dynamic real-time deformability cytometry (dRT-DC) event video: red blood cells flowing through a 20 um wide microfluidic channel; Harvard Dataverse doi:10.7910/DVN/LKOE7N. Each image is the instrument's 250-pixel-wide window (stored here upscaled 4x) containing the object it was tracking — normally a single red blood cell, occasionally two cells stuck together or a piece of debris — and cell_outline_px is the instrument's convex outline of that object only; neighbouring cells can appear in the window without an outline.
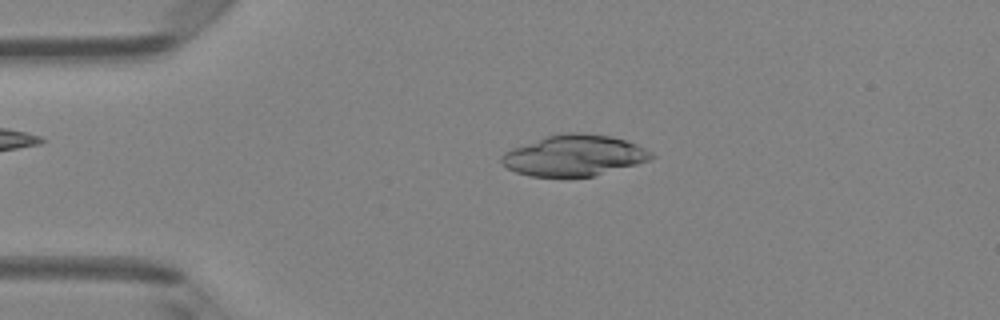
{"species": "Egyptian fruit bat (a non-hibernating species)", "species_latin": "Rousettus aegyptiacus", "temperature_condition": "room temperature", "stored_images_in_passage": 48, "camera_frame_rate_fps": 3000, "um_per_image_px": 0.085, "animal": {"sex": "female"}, "frame": {"image": 1, "passage_image": 10, "time_ms": 3.0, "image_size_px": [1000, 320], "cell_outline_px": [[656, 156], [652, 160], [592, 176], [528, 176], [516, 172], [500, 164], [500, 156], [504, 152], [512, 148], [548, 136], [568, 132], [580, 132], [612, 136], [636, 144], [652, 152]], "centroid_in_image_um": [48.8, 13.21], "position_along_channel_um": 36.2, "area_um2": 35.6}}
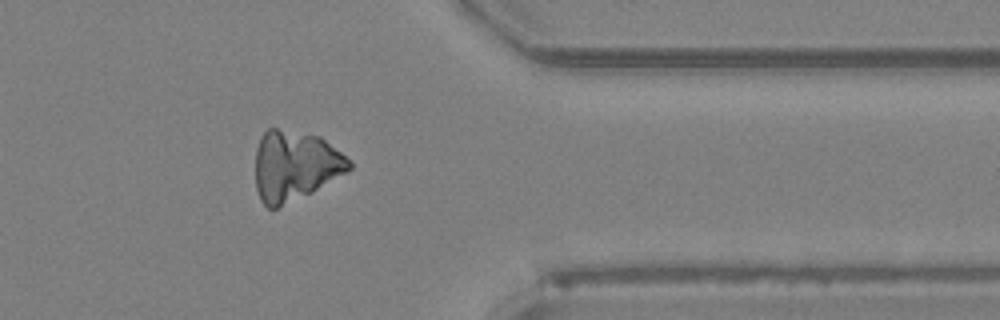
{"frame": {"image": 2, "passage_image": 39, "time_ms": 12.667, "image_size_px": [1000, 320], "cell_outline_px": [[352, 168], [312, 192], [276, 208], [268, 208], [260, 200], [256, 188], [256, 148], [264, 132], [268, 128], [276, 128], [320, 136], [340, 152], [352, 164]], "centroid_in_image_um": [25.04, 14.08], "position_along_channel_um": 386.4, "area_um2": 37.74}}